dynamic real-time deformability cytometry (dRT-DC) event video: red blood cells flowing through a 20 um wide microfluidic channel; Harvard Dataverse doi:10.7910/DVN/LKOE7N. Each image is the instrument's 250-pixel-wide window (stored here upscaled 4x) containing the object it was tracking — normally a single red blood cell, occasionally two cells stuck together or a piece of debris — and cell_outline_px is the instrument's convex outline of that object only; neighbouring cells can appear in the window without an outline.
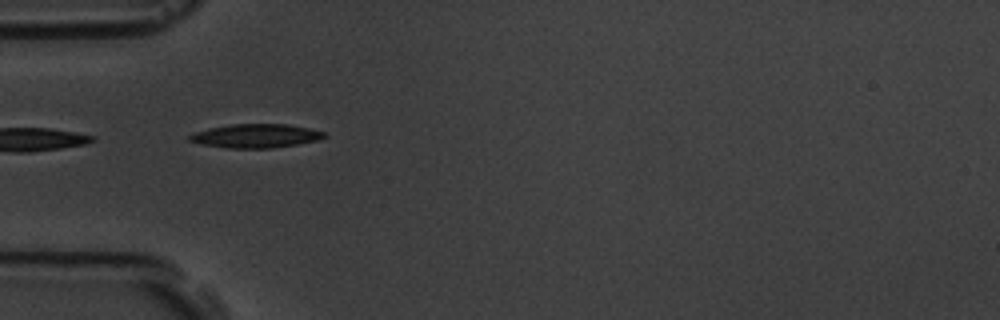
{"species": "common noctule bat (a hibernating species)", "species_latin": "Nyctalus noctula", "temperature_condition": "room temperature", "stored_images_in_passage": 5, "camera_frame_rate_fps": 3000, "um_per_image_px": 0.085, "animal": {"sex": "male", "body_mass_g": 19.5, "forearm_length_mm": 54.6}, "frame": {"image": 1, "passage_image": 4, "time_ms": 3.333, "image_size_px": [1000, 320], "cell_outline_px": [[328, 136], [316, 140], [296, 144], [272, 148], [228, 148], [200, 144], [188, 140], [188, 136], [196, 132], [208, 128], [232, 124], [288, 124], [308, 128], [324, 132]], "centroid_in_image_um": [21.72, 11.55], "position_along_channel_um": 63.3, "area_um2": 18.55}}